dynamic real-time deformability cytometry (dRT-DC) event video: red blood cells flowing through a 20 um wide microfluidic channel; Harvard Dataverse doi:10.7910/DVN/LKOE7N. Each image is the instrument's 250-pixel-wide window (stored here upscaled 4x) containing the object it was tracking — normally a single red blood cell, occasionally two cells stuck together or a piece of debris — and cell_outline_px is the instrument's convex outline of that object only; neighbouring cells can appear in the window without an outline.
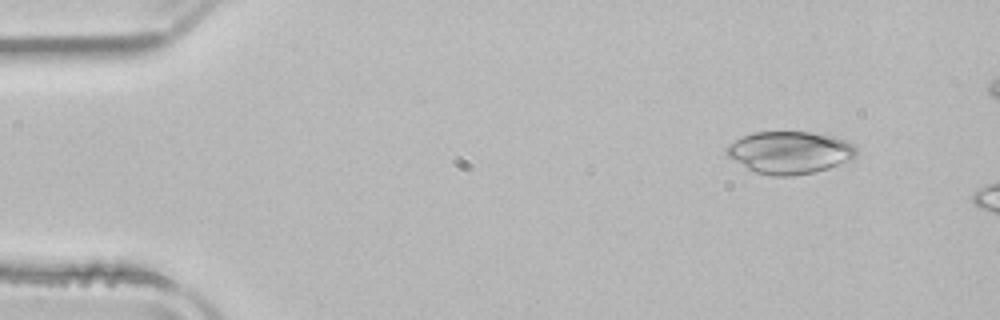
{"species": "common noctule bat (a hibernating species)", "species_latin": "Nyctalus noctula", "temperature_condition": "room temperature", "stored_images_in_passage": 9, "camera_frame_rate_fps": 3000, "um_per_image_px": 0.085, "animal": {"sex": "male", "body_mass_g": 21.5, "forearm_length_mm": 52.0}, "frame": {"image": 1, "passage_image": 1, "time_ms": 0.0, "image_size_px": [1000, 320], "cell_outline_px": [[856, 156], [852, 160], [828, 168], [812, 172], [792, 176], [772, 176], [756, 172], [748, 168], [728, 156], [724, 152], [724, 148], [728, 144], [744, 136], [756, 132], [808, 132], [832, 136], [844, 140], [852, 144], [856, 148]], "centroid_in_image_um": [67.12, 12.96], "position_along_channel_um": 17.9, "area_um2": 31.79}}